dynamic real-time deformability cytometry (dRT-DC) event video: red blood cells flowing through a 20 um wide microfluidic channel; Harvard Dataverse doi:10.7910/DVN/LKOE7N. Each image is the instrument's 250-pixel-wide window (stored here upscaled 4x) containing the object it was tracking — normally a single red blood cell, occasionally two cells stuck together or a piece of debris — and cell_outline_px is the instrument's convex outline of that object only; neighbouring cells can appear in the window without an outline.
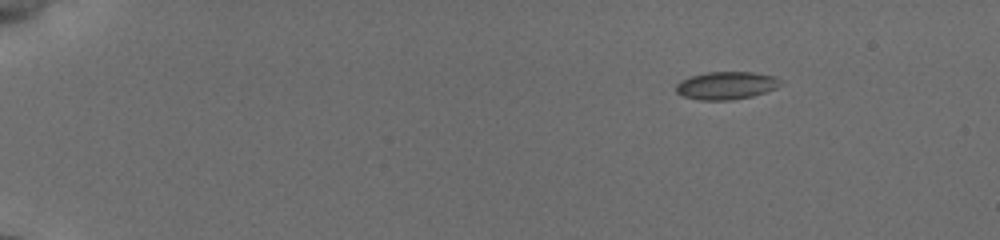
{"species": "common noctule bat (a hibernating species)", "species_latin": "Nyctalus noctula", "temperature_condition": "cold", "stored_images_in_passage": 35, "camera_frame_rate_fps": 3000, "um_per_image_px": 0.085, "animal": {"sex": "female", "body_mass_g": 19.5, "forearm_length_mm": 54.1}, "frame": {"image": 1, "passage_image": 1, "time_ms": 0.0, "image_size_px": [1000, 240], "cell_outline_px": [[780, 84], [776, 88], [752, 96], [732, 100], [700, 100], [684, 96], [676, 92], [676, 84], [680, 80], [692, 76], [708, 72], [752, 72], [772, 76], [780, 80]], "centroid_in_image_um": [61.7, 7.27], "position_along_channel_um": 23.3, "area_um2": 16.7}}
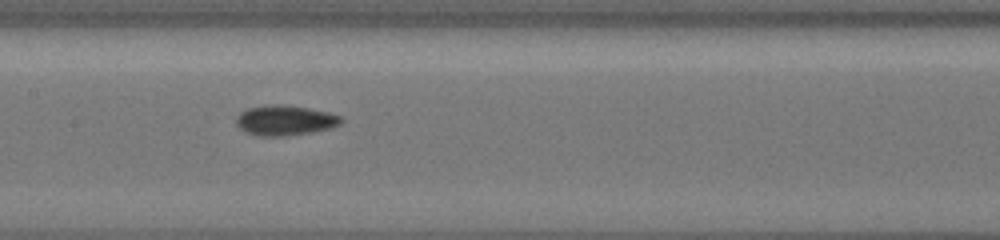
{"frame": {"image": 2, "passage_image": 21, "time_ms": 7.333, "image_size_px": [1000, 240], "cell_outline_px": [[344, 120], [340, 124], [328, 128], [312, 132], [284, 136], [260, 136], [244, 132], [236, 124], [236, 116], [244, 108], [276, 104], [280, 104], [308, 108], [328, 112], [340, 116]], "centroid_in_image_um": [24.18, 10.23], "position_along_channel_um": 183.2, "area_um2": 18.44}}
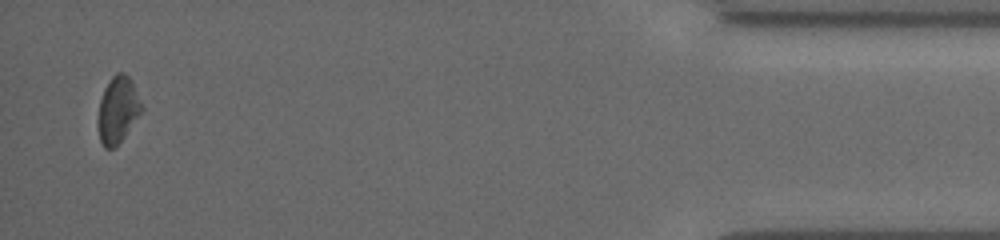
{"frame": {"image": 3, "passage_image": 35, "time_ms": 15.333, "image_size_px": [1000, 240], "cell_outline_px": [[144, 108], [124, 136], [112, 148], [104, 148], [100, 140], [96, 124], [96, 120], [100, 100], [104, 88], [112, 76], [116, 72], [124, 72], [128, 76]], "centroid_in_image_um": [9.97, 9.33], "position_along_channel_um": 425.2, "area_um2": 16.76}, "authors_computed_cell_mechanics": {"area_um2": 16.9354, "velocity_mm_per_s": 3.8504, "shape_relaxation_time_tau1_ms": 3.3836, "shape_relaxation_time_tau2_ms": null, "deformation_change_tau1": 0.0626, "deformation_change_tau2": null}}